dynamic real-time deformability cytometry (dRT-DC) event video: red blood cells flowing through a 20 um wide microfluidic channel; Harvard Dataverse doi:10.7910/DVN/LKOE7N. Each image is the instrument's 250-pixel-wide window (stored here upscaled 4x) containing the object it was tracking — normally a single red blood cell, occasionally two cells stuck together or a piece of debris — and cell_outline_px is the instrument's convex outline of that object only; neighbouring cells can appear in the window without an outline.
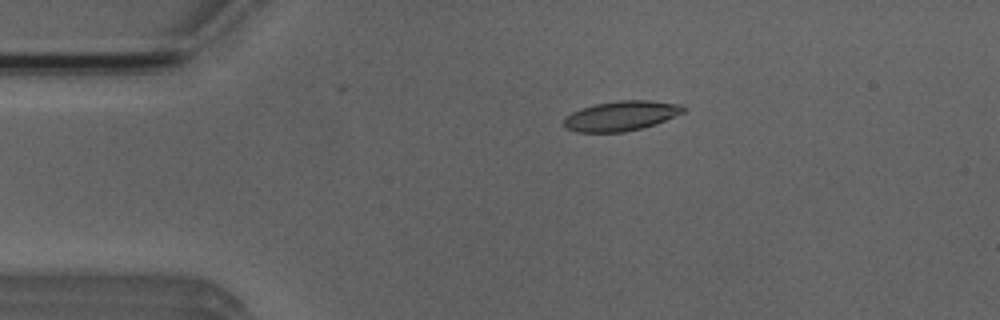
{"species": "Egyptian fruit bat (a non-hibernating species)", "species_latin": "Rousettus aegyptiacus", "temperature_condition": "room temperature", "stored_images_in_passage": 4, "camera_frame_rate_fps": 3000, "um_per_image_px": 0.085, "animal": {"sex": "male"}, "frame": {"image": 1, "passage_image": 3, "time_ms": 3.0, "image_size_px": [1000, 320], "cell_outline_px": [[684, 112], [664, 120], [640, 128], [624, 132], [576, 132], [564, 128], [564, 120], [572, 112], [596, 104], [620, 100], [648, 100], [684, 104]], "centroid_in_image_um": [52.79, 9.84], "position_along_channel_um": 32.2, "area_um2": 20.46}}